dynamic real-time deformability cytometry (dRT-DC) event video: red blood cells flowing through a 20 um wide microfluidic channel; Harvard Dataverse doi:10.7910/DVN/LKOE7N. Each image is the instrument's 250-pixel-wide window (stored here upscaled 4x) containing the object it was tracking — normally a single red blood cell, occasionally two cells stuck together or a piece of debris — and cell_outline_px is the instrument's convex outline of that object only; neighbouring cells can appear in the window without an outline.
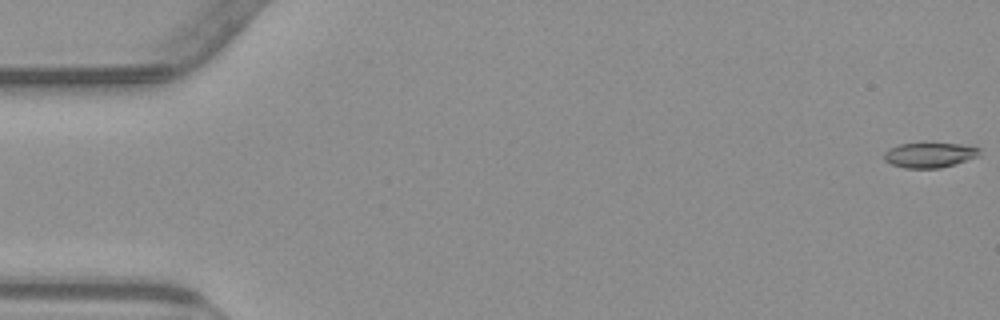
{"species": "common noctule bat (a hibernating species)", "species_latin": "Nyctalus noctula", "temperature_condition": "warm", "stored_images_in_passage": 13, "camera_frame_rate_fps": 3000, "um_per_image_px": 0.085, "animal": {"sex": "male", "body_mass_g": 23.1, "forearm_length_mm": 52.7}, "frame": {"image": 1, "passage_image": 1, "time_ms": 0.0, "image_size_px": [1000, 320], "cell_outline_px": [[980, 156], [940, 168], [904, 168], [892, 164], [884, 160], [884, 152], [900, 144], [924, 140], [960, 144], [980, 148]], "centroid_in_image_um": [79.02, 13.13], "position_along_channel_um": 6.0, "area_um2": 14.51}}